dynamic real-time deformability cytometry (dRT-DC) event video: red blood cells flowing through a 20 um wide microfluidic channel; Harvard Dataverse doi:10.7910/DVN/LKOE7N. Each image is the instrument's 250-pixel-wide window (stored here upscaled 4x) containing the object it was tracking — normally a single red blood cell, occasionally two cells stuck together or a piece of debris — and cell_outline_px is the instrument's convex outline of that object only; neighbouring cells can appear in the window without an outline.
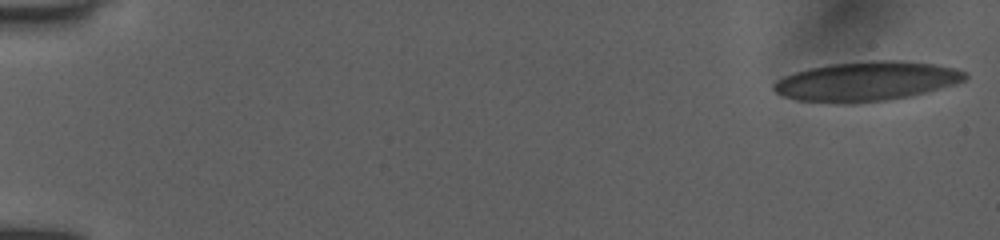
{"species": "human", "species_latin": "Homo sapiens", "temperature_condition": "room temperature", "stored_images_in_passage": 34, "camera_frame_rate_fps": 3000, "um_per_image_px": 0.085, "donor": {"sex": "female"}, "frame": {"image": 1, "passage_image": 1, "time_ms": 0.0, "image_size_px": [1000, 240], "cell_outline_px": [[968, 76], [964, 80], [956, 84], [908, 96], [884, 100], [800, 100], [784, 96], [776, 92], [772, 88], [772, 84], [776, 80], [784, 76], [808, 68], [828, 64], [876, 60], [892, 60], [932, 64], [956, 68], [964, 72]], "centroid_in_image_um": [73.67, 6.86], "position_along_channel_um": 11.3, "area_um2": 42.37}}
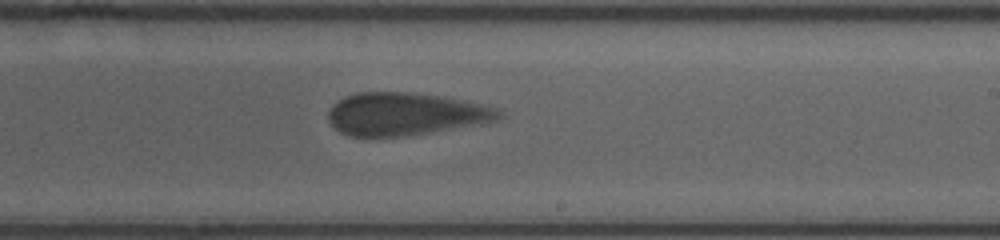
{"frame": {"image": 2, "passage_image": 18, "time_ms": 10.667, "image_size_px": [1000, 240], "cell_outline_px": [[504, 116], [500, 120], [480, 124], [400, 136], [348, 136], [340, 132], [328, 120], [328, 112], [332, 104], [344, 96], [356, 92], [408, 92], [440, 96], [464, 100], [496, 108], [504, 112]], "centroid_in_image_um": [34.45, 9.68], "position_along_channel_um": 254.5, "area_um2": 42.31}}
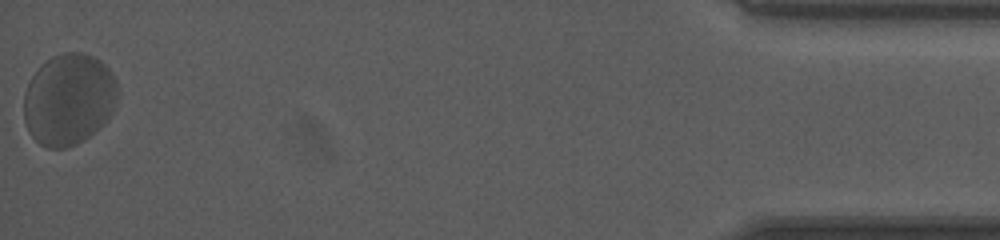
{"frame": {"image": 3, "passage_image": 34, "time_ms": 17.333, "image_size_px": [1000, 240], "cell_outline_px": [[116, 104], [108, 120], [88, 136], [76, 144], [64, 148], [48, 148], [40, 144], [32, 136], [24, 120], [24, 92], [32, 76], [40, 64], [52, 56], [64, 52], [84, 52], [100, 60], [112, 72], [116, 84]], "centroid_in_image_um": [5.83, 8.43], "position_along_channel_um": 429.4, "area_um2": 50.05}, "authors_computed_cell_mechanics": {"area_um2": 43.6968, "velocity_mm_per_s": 3.8601, "shape_relaxation_time_tau1_ms": 3.6115, "shape_relaxation_time_tau2_ms": 1.3356, "deformation_change_tau1": 0.0777, "deformation_change_tau2": 0.0905}}